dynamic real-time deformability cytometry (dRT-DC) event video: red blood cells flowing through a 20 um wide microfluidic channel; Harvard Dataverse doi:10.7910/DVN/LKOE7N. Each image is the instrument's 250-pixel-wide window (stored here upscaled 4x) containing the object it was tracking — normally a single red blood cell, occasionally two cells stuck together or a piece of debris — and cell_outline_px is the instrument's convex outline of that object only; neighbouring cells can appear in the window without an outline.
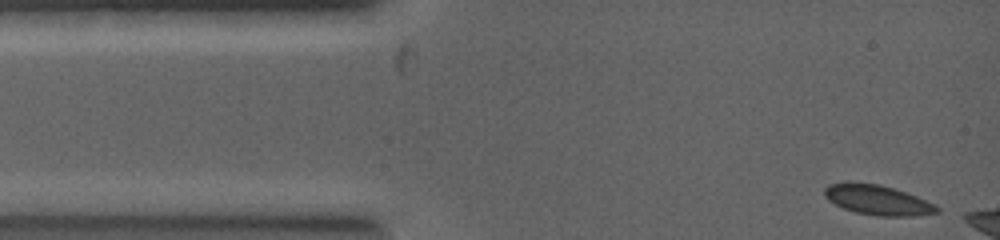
{"species": "common noctule bat (a hibernating species)", "species_latin": "Nyctalus noctula", "temperature_condition": "warm", "stored_images_in_passage": 7, "camera_frame_rate_fps": 5000, "um_per_image_px": 0.085, "animal": {"sex": "female", "body_mass_g": 19.0, "forearm_length_mm": 53.3}, "frame": {"image": 1, "passage_image": 1, "time_ms": 0.0, "image_size_px": [1000, 240], "cell_outline_px": [[940, 212], [912, 216], [876, 216], [856, 212], [844, 208], [828, 200], [824, 196], [824, 188], [828, 184], [844, 180], [848, 180], [880, 184], [916, 196], [936, 204], [940, 208]], "centroid_in_image_um": [74.55, 16.97], "position_along_channel_um": 10.4, "area_um2": 19.94}}
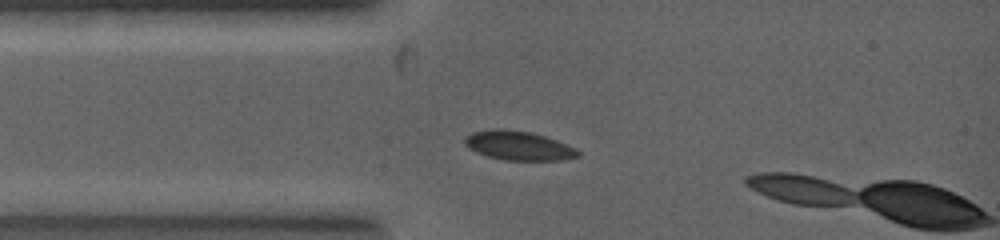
{"frame": {"image": 2, "passage_image": 4, "time_ms": 1.4, "image_size_px": [1000, 240], "cell_outline_px": [[580, 156], [560, 160], [504, 160], [488, 156], [476, 152], [468, 148], [464, 144], [464, 136], [472, 132], [492, 128], [504, 128], [532, 132], [556, 140], [576, 148], [580, 152]], "centroid_in_image_um": [44.03, 12.36], "position_along_channel_um": 41.0, "area_um2": 19.42}}